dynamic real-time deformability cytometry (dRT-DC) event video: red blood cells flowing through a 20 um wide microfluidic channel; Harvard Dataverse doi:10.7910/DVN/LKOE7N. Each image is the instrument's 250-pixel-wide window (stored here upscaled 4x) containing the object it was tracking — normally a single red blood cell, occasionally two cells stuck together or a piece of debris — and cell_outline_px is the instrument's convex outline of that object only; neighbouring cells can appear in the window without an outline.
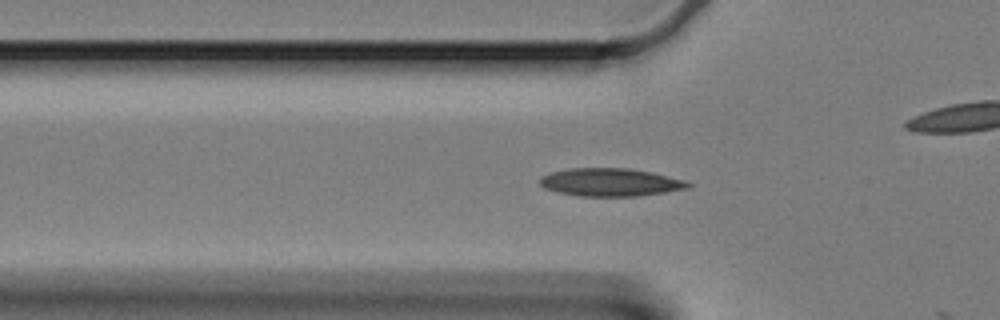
{"species": "Egyptian fruit bat (a non-hibernating species)", "species_latin": "Rousettus aegyptiacus", "temperature_condition": "cold", "stored_images_in_passage": 8, "camera_frame_rate_fps": 3000, "um_per_image_px": 0.085, "animal": {"sex": "female"}, "frame": {"image": 1, "passage_image": 7, "time_ms": 2.0, "image_size_px": [1000, 320], "cell_outline_px": [[692, 184], [688, 188], [640, 196], [580, 196], [556, 192], [544, 188], [540, 184], [540, 176], [552, 172], [568, 168], [628, 168], [652, 172], [684, 180]], "centroid_in_image_um": [51.85, 15.49], "position_along_channel_um": 73.9, "area_um2": 24.16}}